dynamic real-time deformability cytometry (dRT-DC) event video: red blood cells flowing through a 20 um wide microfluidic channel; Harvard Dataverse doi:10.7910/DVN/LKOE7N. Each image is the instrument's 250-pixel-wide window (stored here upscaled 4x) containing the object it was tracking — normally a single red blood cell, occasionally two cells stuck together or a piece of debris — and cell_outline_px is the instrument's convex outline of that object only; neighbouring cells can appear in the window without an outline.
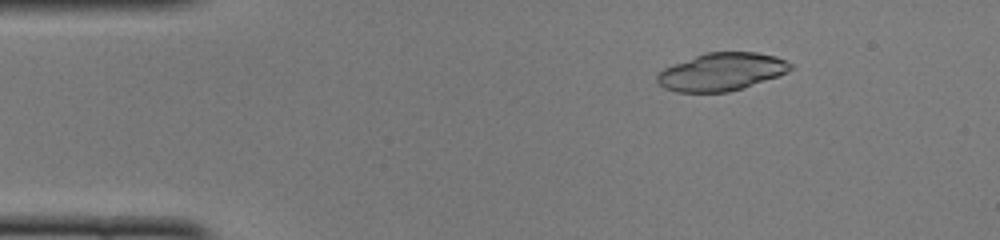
{"species": "common noctule bat (a hibernating species)", "species_latin": "Nyctalus noctula", "temperature_condition": "cold", "stored_images_in_passage": 49, "camera_frame_rate_fps": 3000, "um_per_image_px": 0.085, "animal": {"sex": "female", "body_mass_g": 22.0, "forearm_length_mm": 56.7}, "frame": {"image": 1, "passage_image": 7, "time_ms": 2.0, "image_size_px": [1000, 240], "cell_outline_px": [[792, 68], [788, 72], [744, 88], [728, 92], [676, 92], [664, 88], [656, 84], [656, 76], [664, 68], [672, 64], [704, 52], [756, 52], [776, 56], [792, 64]], "centroid_in_image_um": [61.3, 6.11], "position_along_channel_um": 23.7, "area_um2": 29.54}}